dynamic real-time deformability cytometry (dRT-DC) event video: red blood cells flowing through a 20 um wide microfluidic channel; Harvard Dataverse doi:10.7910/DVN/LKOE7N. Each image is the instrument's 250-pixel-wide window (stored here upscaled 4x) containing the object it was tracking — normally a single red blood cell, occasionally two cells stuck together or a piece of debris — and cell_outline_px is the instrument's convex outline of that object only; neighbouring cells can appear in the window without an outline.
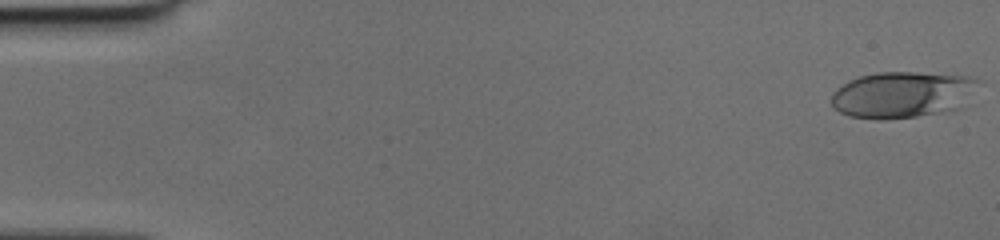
{"species": "human", "species_latin": "Homo sapiens", "temperature_condition": "cold", "stored_images_in_passage": 15, "camera_frame_rate_fps": 3000, "um_per_image_px": 0.085, "donor": {"sex": "female"}, "frame": {"image": 1, "passage_image": 1, "time_ms": 0.0, "image_size_px": [1000, 240], "cell_outline_px": [[976, 80], [956, 108], [916, 116], [884, 120], [876, 120], [848, 116], [832, 108], [832, 92], [836, 88], [848, 80], [860, 76], [876, 72], [916, 72], [964, 76]], "centroid_in_image_um": [76.46, 8.05], "position_along_channel_um": 8.5, "area_um2": 38.55}}